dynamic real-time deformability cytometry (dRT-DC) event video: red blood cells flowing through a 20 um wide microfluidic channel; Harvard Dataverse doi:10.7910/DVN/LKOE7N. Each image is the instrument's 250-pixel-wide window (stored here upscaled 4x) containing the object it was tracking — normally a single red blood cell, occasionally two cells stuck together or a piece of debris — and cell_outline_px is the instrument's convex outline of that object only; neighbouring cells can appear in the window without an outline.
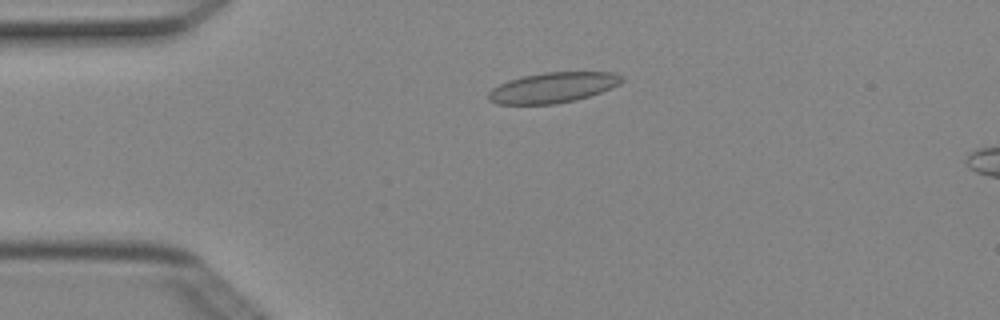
{"species": "Egyptian fruit bat (a non-hibernating species)", "species_latin": "Rousettus aegyptiacus", "temperature_condition": "cold", "stored_images_in_passage": 3, "camera_frame_rate_fps": 3000, "um_per_image_px": 0.085, "animal": {"sex": "female"}, "frame": {"image": 1, "passage_image": 2, "time_ms": 0.333, "image_size_px": [1000, 320], "cell_outline_px": [[624, 80], [620, 84], [600, 92], [576, 100], [556, 104], [496, 104], [488, 100], [488, 92], [492, 88], [508, 80], [524, 76], [544, 72], [616, 72], [624, 76]], "centroid_in_image_um": [47.01, 7.44], "position_along_channel_um": 38.0, "area_um2": 23.7}}